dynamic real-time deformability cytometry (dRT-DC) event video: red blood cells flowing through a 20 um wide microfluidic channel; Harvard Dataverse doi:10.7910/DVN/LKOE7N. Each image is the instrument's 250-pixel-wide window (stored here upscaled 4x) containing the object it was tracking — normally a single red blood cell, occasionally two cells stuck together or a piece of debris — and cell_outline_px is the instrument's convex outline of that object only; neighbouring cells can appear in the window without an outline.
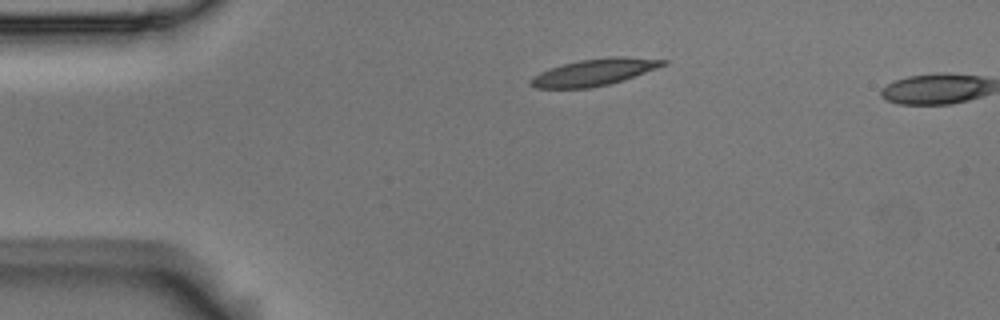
{"species": "Egyptian fruit bat (a non-hibernating species)", "species_latin": "Rousettus aegyptiacus", "temperature_condition": "room temperature", "stored_images_in_passage": 3, "segment_of_instrument_passage": [1, 2], "camera_frame_rate_fps": 3000, "um_per_image_px": 0.085, "animal": {"sex": "male"}, "frame": {"image": 1, "passage_image": 1, "time_ms": 0.0, "image_size_px": [1000, 320], "cell_outline_px": [[668, 64], [624, 80], [592, 88], [536, 88], [528, 84], [528, 80], [532, 76], [548, 68], [580, 60], [608, 56], [624, 56], [668, 60]], "centroid_in_image_um": [50.5, 6.13], "position_along_channel_um": 34.5, "area_um2": 20.87}}